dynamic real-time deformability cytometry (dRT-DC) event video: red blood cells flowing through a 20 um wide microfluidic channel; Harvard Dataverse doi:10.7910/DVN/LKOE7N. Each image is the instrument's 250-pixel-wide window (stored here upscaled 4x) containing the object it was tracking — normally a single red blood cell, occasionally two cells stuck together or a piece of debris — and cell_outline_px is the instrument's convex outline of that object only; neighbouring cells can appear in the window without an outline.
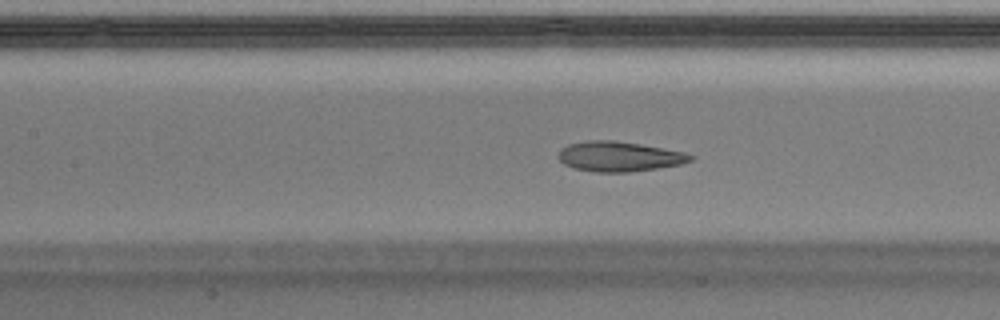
{"species": "Egyptian fruit bat (a non-hibernating species)", "species_latin": "Rousettus aegyptiacus", "temperature_condition": "warm", "stored_images_in_passage": 49, "camera_frame_rate_fps": 3000, "um_per_image_px": 0.085, "animal": {"sex": "male"}, "frame": {"image": 1, "passage_image": 22, "time_ms": 7.0, "image_size_px": [1000, 320], "cell_outline_px": [[696, 156], [692, 160], [680, 164], [656, 168], [628, 172], [596, 172], [576, 168], [564, 164], [560, 160], [560, 148], [568, 144], [584, 140], [612, 140], [640, 144], [684, 152]], "centroid_in_image_um": [52.63, 13.29], "position_along_channel_um": 154.8, "area_um2": 22.89}, "authors_computed_cell_mechanics": {"area_um2": 23.698, "velocity_mm_per_s": 4.0195, "shape_relaxation_time_tau1_ms": 4.6068, "shape_relaxation_time_tau2_ms": 1.3964, "deformation_change_tau1": 0.1638, "deformation_change_tau2": 0.0867}}